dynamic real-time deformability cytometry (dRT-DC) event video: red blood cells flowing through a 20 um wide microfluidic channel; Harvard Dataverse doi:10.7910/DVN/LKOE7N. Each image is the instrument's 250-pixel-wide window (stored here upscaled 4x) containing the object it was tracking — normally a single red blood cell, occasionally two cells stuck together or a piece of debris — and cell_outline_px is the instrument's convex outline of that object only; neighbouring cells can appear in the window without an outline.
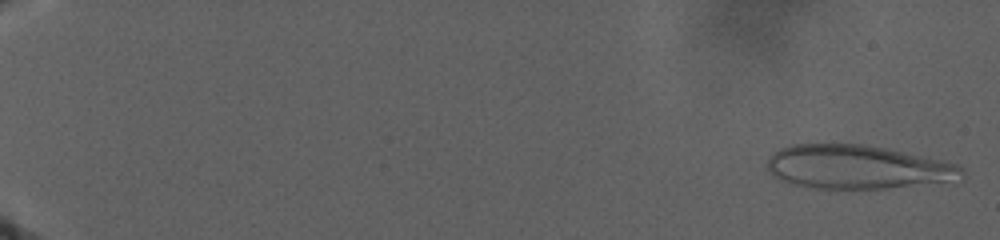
{"species": "human", "species_latin": "Homo sapiens", "temperature_condition": "warm", "stored_images_in_passage": 64, "camera_frame_rate_fps": 3000, "um_per_image_px": 0.085, "donor": {"sex": "male"}, "frame": {"image": 1, "passage_image": 2, "time_ms": 0.667, "image_size_px": [1000, 240], "cell_outline_px": [[964, 180], [956, 184], [836, 192], [812, 188], [792, 184], [780, 180], [772, 176], [764, 168], [768, 160], [780, 148], [792, 144], [860, 144], [884, 148], [940, 160], [956, 164], [964, 168]], "centroid_in_image_um": [72.97, 14.28], "position_along_channel_um": 12.0, "area_um2": 51.9}}
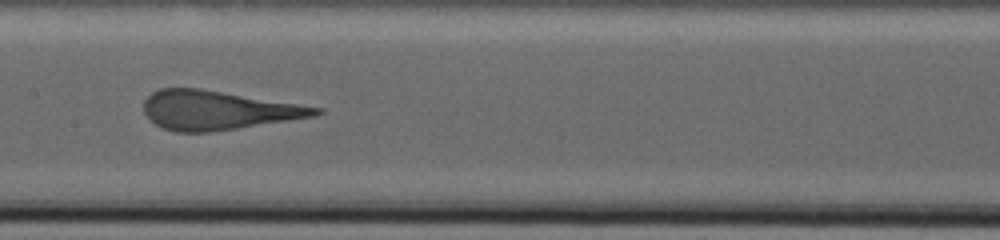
{"frame": {"image": 2, "passage_image": 42, "time_ms": 20.0, "image_size_px": [1000, 240], "cell_outline_px": [[324, 112], [316, 116], [212, 132], [176, 132], [164, 128], [148, 120], [144, 112], [144, 100], [152, 92], [160, 88], [200, 88], [324, 108]], "centroid_in_image_um": [18.51, 9.37], "position_along_channel_um": 188.9, "area_um2": 39.07}}
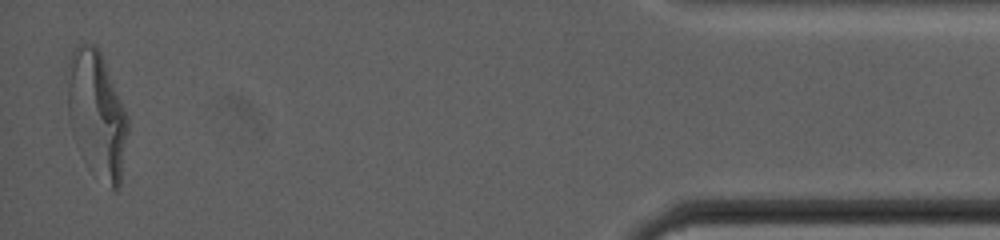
{"frame": {"image": 3, "passage_image": 64, "time_ms": 34.667, "image_size_px": [1000, 240], "cell_outline_px": [[128, 132], [120, 184], [116, 192], [112, 192], [72, 136], [68, 116], [68, 60], [76, 48], [80, 44], [96, 44], [100, 52], [128, 116]], "centroid_in_image_um": [8.25, 9.67], "position_along_channel_um": 427.0, "area_um2": 43.23}}